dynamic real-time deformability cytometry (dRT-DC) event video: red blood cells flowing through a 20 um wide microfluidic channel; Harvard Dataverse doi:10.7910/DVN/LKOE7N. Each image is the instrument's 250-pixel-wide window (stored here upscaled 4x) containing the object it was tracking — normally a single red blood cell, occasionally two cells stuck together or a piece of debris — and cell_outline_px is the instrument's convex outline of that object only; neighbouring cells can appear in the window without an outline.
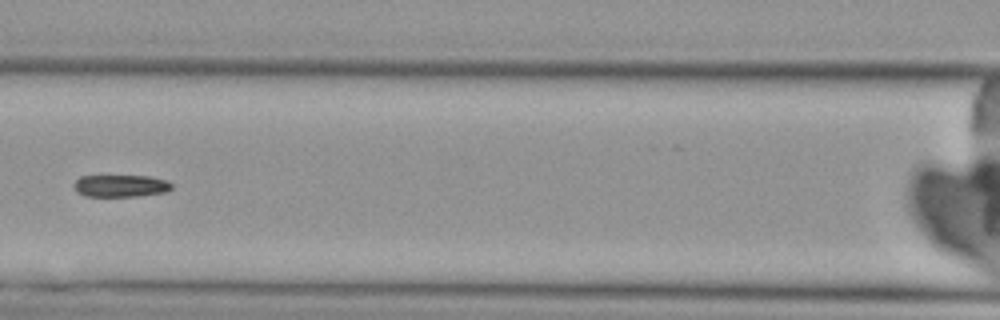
{"species": "Egyptian fruit bat (a non-hibernating species)", "species_latin": "Rousettus aegyptiacus", "temperature_condition": "cold", "stored_images_in_passage": 9, "camera_frame_rate_fps": 3000, "um_per_image_px": 0.085, "animal": {"sex": "female"}, "frame": {"image": 1, "passage_image": 7, "time_ms": 7.0, "image_size_px": [1000, 320], "cell_outline_px": [[172, 188], [168, 192], [136, 196], [84, 196], [76, 192], [72, 184], [80, 176], [148, 176], [168, 180], [172, 184]], "centroid_in_image_um": [10.25, 15.8], "position_along_channel_um": 156.3, "area_um2": 12.77}}
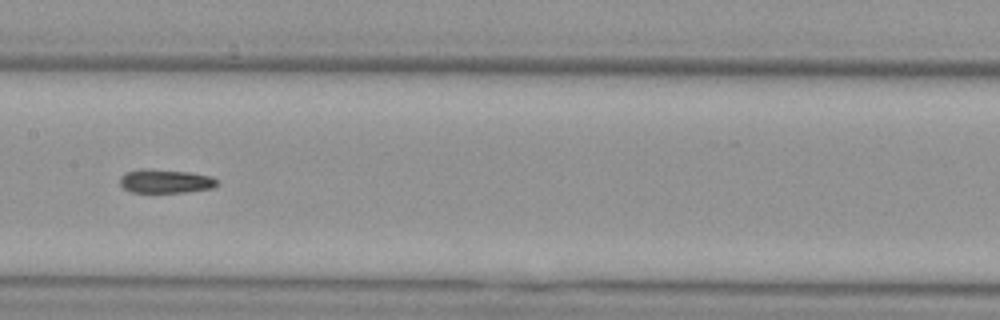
{"frame": {"image": 2, "passage_image": 8, "time_ms": 8.0, "image_size_px": [1000, 320], "cell_outline_px": [[216, 184], [212, 188], [184, 192], [132, 192], [124, 188], [120, 184], [120, 176], [124, 172], [140, 168], [148, 168], [192, 172], [212, 176], [216, 180]], "centroid_in_image_um": [14.02, 15.37], "position_along_channel_um": 193.4, "area_um2": 13.58}}
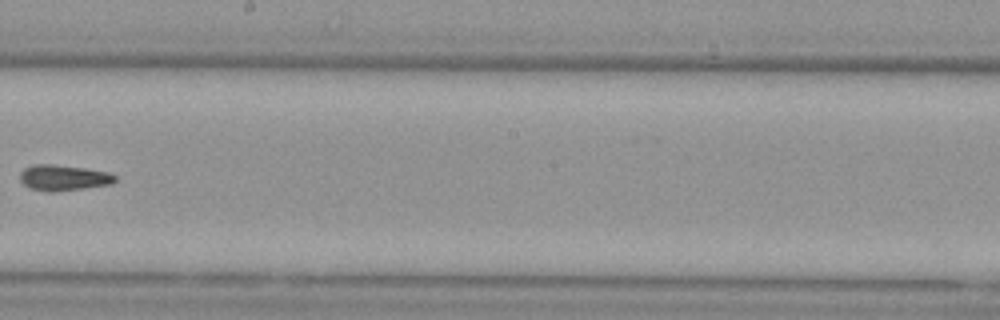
{"frame": {"image": 3, "passage_image": 9, "time_ms": 9.333, "image_size_px": [1000, 320], "cell_outline_px": [[116, 180], [112, 184], [84, 188], [52, 192], [48, 192], [28, 188], [20, 180], [20, 172], [24, 168], [32, 164], [52, 164], [84, 168], [108, 172], [116, 176]], "centroid_in_image_um": [5.37, 15.11], "position_along_channel_um": 242.8, "area_um2": 14.33}}